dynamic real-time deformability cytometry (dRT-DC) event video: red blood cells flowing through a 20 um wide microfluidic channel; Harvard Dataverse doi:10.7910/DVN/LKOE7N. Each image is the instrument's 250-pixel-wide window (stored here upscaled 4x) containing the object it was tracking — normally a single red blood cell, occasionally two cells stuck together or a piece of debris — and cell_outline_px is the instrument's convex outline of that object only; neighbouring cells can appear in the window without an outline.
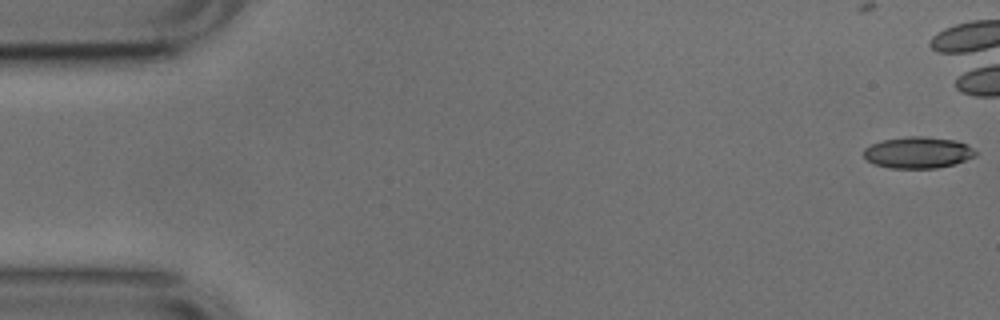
{"species": "common noctule bat (a hibernating species)", "species_latin": "Nyctalus noctula", "temperature_condition": "cold", "stored_images_in_passage": 13, "camera_frame_rate_fps": 3000, "um_per_image_px": 0.085, "animal": {"sex": "male", "body_mass_g": 17.9, "forearm_length_mm": 54.2}, "frame": {"image": 1, "passage_image": 1, "time_ms": 0.0, "image_size_px": [1000, 320], "cell_outline_px": [[976, 156], [956, 164], [936, 168], [888, 168], [876, 164], [868, 160], [864, 156], [864, 148], [872, 144], [884, 140], [908, 136], [924, 136], [956, 140], [968, 144], [976, 152]], "centroid_in_image_um": [78.07, 12.96], "position_along_channel_um": 6.9, "area_um2": 20.52}}